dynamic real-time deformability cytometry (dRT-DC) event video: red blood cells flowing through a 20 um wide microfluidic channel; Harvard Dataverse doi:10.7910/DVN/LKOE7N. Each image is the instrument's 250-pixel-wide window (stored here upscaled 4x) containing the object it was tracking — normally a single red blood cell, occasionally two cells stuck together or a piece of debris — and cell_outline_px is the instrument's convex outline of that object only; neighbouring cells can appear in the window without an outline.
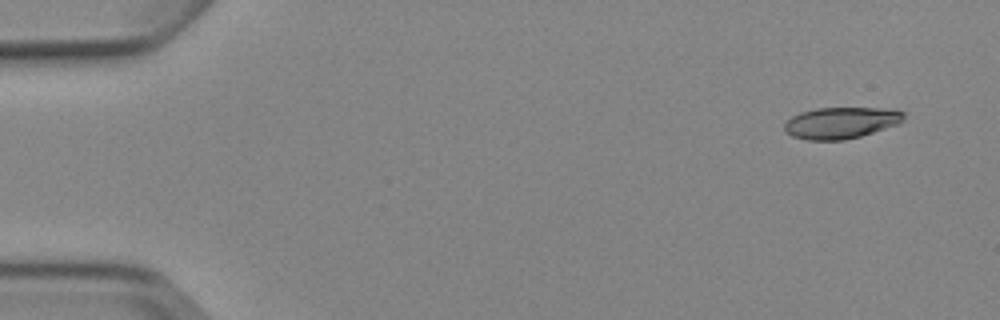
{"species": "Egyptian fruit bat (a non-hibernating species)", "species_latin": "Rousettus aegyptiacus", "temperature_condition": "cold", "stored_images_in_passage": 7, "camera_frame_rate_fps": 3000, "um_per_image_px": 0.085, "animal": {"sex": "female"}, "frame": {"image": 1, "passage_image": 1, "time_ms": 0.0, "image_size_px": [1000, 320], "cell_outline_px": [[904, 120], [900, 124], [860, 136], [844, 140], [808, 140], [792, 136], [784, 132], [784, 124], [792, 116], [800, 112], [816, 108], [896, 108], [904, 112]], "centroid_in_image_um": [71.51, 10.43], "position_along_channel_um": 13.5, "area_um2": 22.14}}
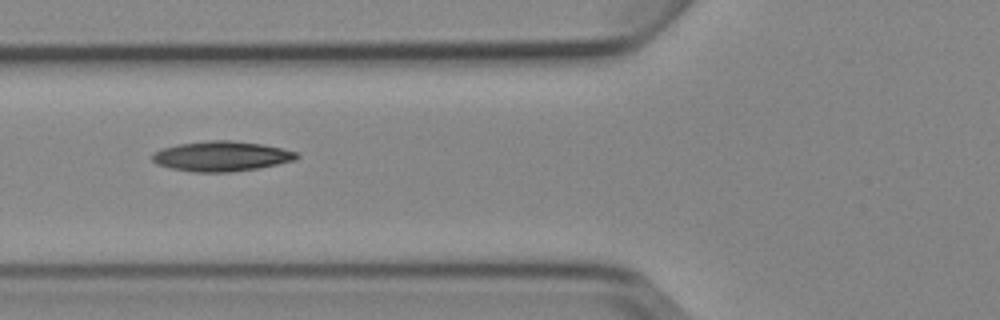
{"frame": {"image": 2, "passage_image": 6, "time_ms": 5.667, "image_size_px": [1000, 320], "cell_outline_px": [[300, 156], [296, 160], [260, 168], [228, 172], [192, 172], [172, 168], [156, 164], [152, 160], [152, 152], [160, 148], [176, 144], [208, 140], [232, 140], [264, 144], [296, 152]], "centroid_in_image_um": [18.8, 13.27], "position_along_channel_um": 107.0, "area_um2": 25.55}}
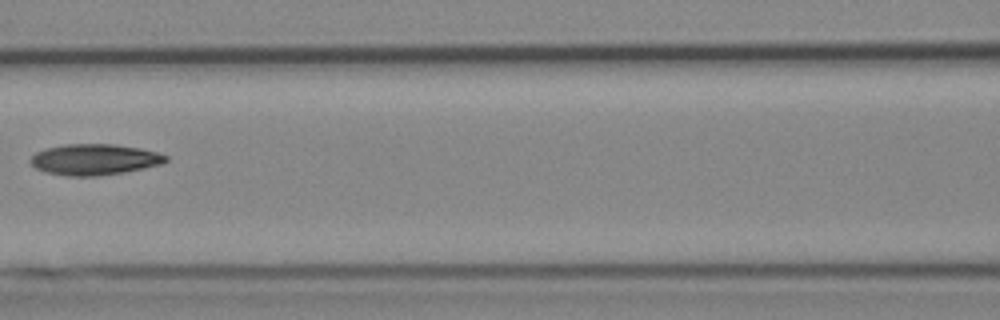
{"frame": {"image": 3, "passage_image": 7, "time_ms": 7.0, "image_size_px": [1000, 320], "cell_outline_px": [[168, 160], [160, 164], [144, 168], [124, 172], [96, 176], [68, 176], [44, 172], [36, 168], [28, 160], [36, 152], [44, 148], [64, 144], [112, 144], [140, 148], [156, 152], [168, 156]], "centroid_in_image_um": [7.99, 13.55], "position_along_channel_um": 158.6, "area_um2": 24.45}}